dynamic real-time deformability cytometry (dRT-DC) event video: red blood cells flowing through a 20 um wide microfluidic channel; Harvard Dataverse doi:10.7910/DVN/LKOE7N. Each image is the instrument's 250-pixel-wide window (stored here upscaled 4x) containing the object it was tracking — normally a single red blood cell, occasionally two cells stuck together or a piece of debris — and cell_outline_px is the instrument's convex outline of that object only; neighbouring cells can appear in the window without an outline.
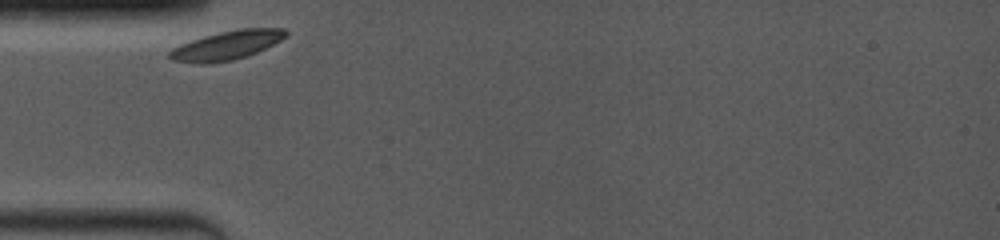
{"species": "common noctule bat (a hibernating species)", "species_latin": "Nyctalus noctula", "temperature_condition": "room temperature", "stored_images_in_passage": 12, "camera_frame_rate_fps": 4000, "um_per_image_px": 0.085, "animal": {"sex": "female", "body_mass_g": 19.0, "forearm_length_mm": 53.3}, "frame": {"image": 1, "passage_image": 1, "time_ms": 0.0, "image_size_px": [1000, 240], "cell_outline_px": [[288, 36], [248, 56], [232, 60], [208, 64], [196, 64], [172, 60], [168, 56], [168, 52], [172, 48], [180, 44], [204, 36], [220, 32], [240, 28], [284, 28], [288, 32]], "centroid_in_image_um": [19.25, 3.86], "position_along_channel_um": 65.8, "area_um2": 19.65}}
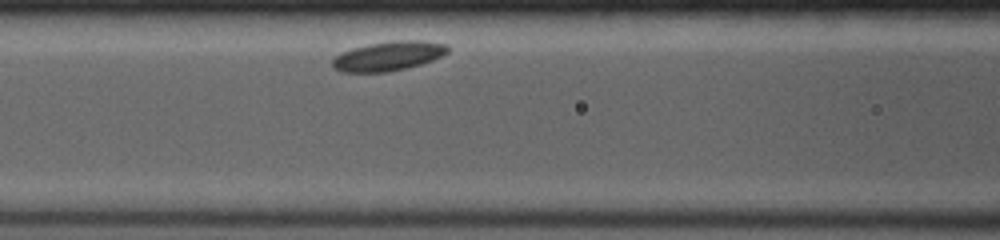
{"frame": {"image": 2, "passage_image": 7, "time_ms": 2.0, "image_size_px": [1000, 240], "cell_outline_px": [[448, 52], [432, 60], [420, 64], [388, 72], [340, 72], [332, 68], [332, 60], [340, 52], [352, 48], [368, 44], [392, 40], [424, 40], [448, 44]], "centroid_in_image_um": [32.98, 4.75], "position_along_channel_um": 133.6, "area_um2": 19.88}}
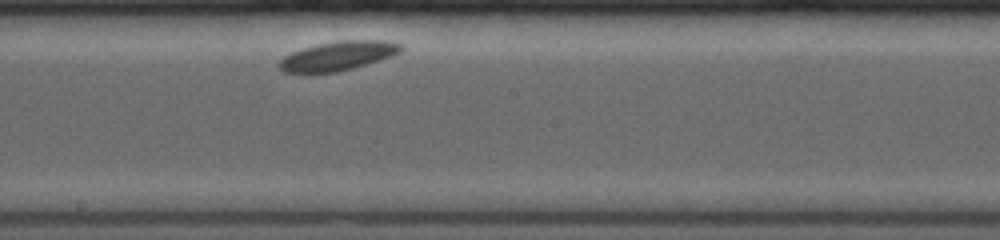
{"frame": {"image": 3, "passage_image": 12, "time_ms": 4.5, "image_size_px": [1000, 240], "cell_outline_px": [[404, 48], [400, 52], [352, 68], [336, 72], [284, 72], [276, 64], [284, 56], [292, 52], [316, 44], [340, 40], [384, 40], [400, 44]], "centroid_in_image_um": [28.68, 4.73], "position_along_channel_um": 219.5, "area_um2": 20.23}}